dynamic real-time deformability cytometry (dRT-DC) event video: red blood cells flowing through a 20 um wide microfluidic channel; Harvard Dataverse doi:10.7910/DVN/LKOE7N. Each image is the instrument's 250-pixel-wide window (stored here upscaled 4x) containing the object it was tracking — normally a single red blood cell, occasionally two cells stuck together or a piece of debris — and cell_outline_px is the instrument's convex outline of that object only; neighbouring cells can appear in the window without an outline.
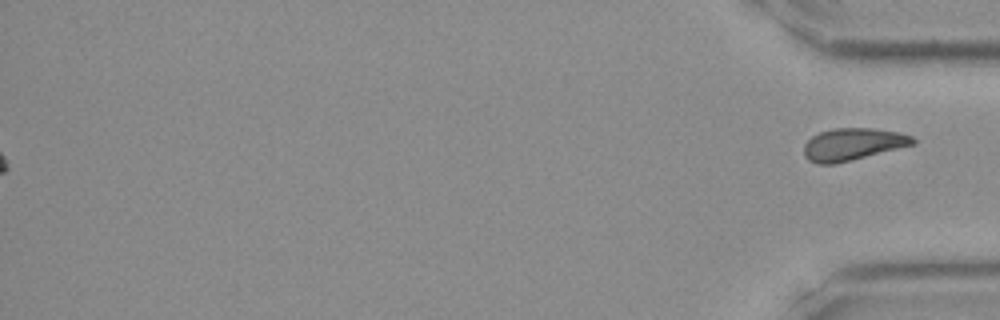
{"species": "Egyptian fruit bat (a non-hibernating species)", "species_latin": "Rousettus aegyptiacus", "temperature_condition": "room temperature", "stored_images_in_passage": 32, "segment_of_instrument_passage": [2, 2], "camera_frame_rate_fps": 3000, "um_per_image_px": 0.085, "frame": {"image": 1, "passage_image": 32, "time_ms": 10.333, "image_size_px": [1000, 320], "cell_outline_px": [[916, 144], [836, 164], [816, 164], [808, 160], [804, 156], [804, 144], [812, 136], [820, 132], [836, 128], [872, 128], [900, 132], [912, 136], [916, 140]], "centroid_in_image_um": [72.49, 12.27], "position_along_channel_um": 362.7, "area_um2": 20.58}}